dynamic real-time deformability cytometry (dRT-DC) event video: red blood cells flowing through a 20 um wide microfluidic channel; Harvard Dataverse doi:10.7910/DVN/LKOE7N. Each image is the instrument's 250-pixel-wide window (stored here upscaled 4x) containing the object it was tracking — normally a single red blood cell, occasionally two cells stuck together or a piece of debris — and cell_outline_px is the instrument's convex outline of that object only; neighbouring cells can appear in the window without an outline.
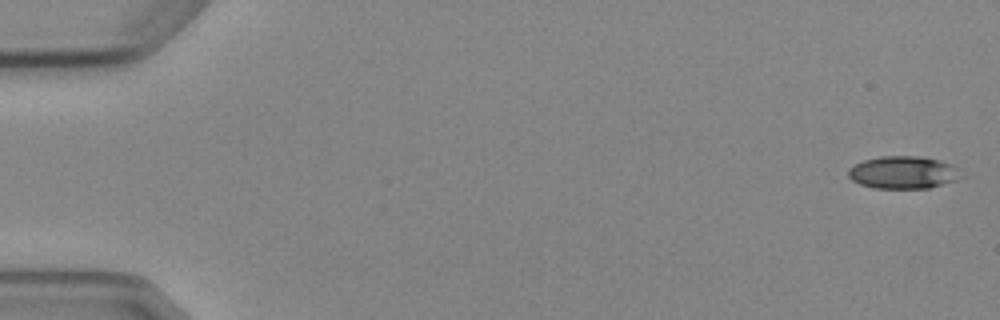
{"species": "Egyptian fruit bat (a non-hibernating species)", "species_latin": "Rousettus aegyptiacus", "temperature_condition": "cold", "stored_images_in_passage": 5, "camera_frame_rate_fps": 3000, "um_per_image_px": 0.085, "animal": {"sex": "female"}, "frame": {"image": 1, "passage_image": 1, "time_ms": 0.0, "image_size_px": [1000, 320], "cell_outline_px": [[960, 168], [956, 180], [928, 188], [876, 188], [860, 184], [852, 180], [848, 176], [848, 168], [864, 160], [880, 156], [920, 156], [952, 164]], "centroid_in_image_um": [76.73, 14.65], "position_along_channel_um": 8.3, "area_um2": 21.15}}
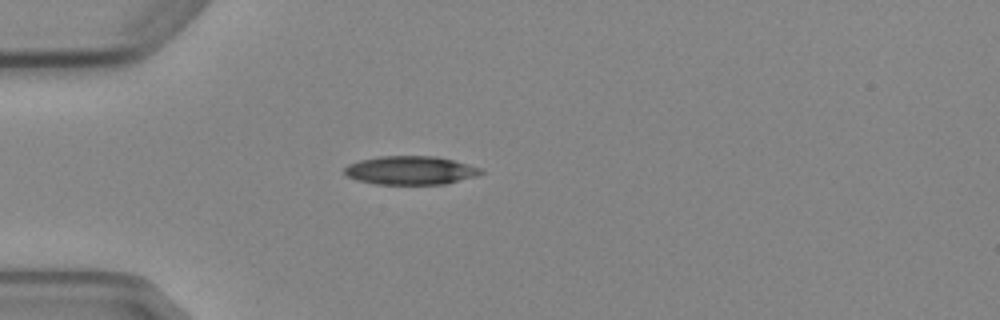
{"frame": {"image": 2, "passage_image": 5, "time_ms": 4.667, "image_size_px": [1000, 320], "cell_outline_px": [[484, 172], [476, 176], [444, 184], [376, 184], [356, 180], [348, 176], [344, 172], [344, 168], [348, 164], [360, 160], [380, 156], [436, 156], [468, 164], [480, 168]], "centroid_in_image_um": [34.87, 14.48], "position_along_channel_um": 50.1, "area_um2": 22.6}}